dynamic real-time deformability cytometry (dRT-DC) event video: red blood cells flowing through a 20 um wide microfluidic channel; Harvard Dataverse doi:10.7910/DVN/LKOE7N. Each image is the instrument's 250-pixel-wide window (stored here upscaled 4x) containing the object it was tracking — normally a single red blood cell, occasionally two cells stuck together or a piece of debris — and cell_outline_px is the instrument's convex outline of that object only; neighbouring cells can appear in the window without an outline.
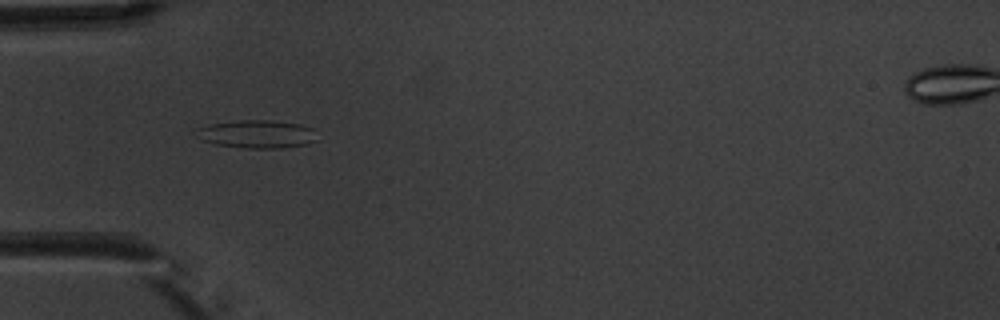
{"species": "common noctule bat (a hibernating species)", "species_latin": "Nyctalus noctula", "temperature_condition": "warm", "stored_images_in_passage": 6, "camera_frame_rate_fps": 3000, "um_per_image_px": 0.085, "animal": {"sex": "male", "body_mass_g": 20.1, "forearm_length_mm": 53.5}, "frame": {"image": 1, "passage_image": 5, "time_ms": 4.667, "image_size_px": [1000, 320], "cell_outline_px": [[320, 140], [308, 144], [280, 148], [244, 148], [216, 144], [204, 140], [196, 128], [208, 124], [240, 120], [268, 120], [300, 124], [312, 128]], "centroid_in_image_um": [21.93, 11.4], "position_along_channel_um": 63.1, "area_um2": 19.65}}
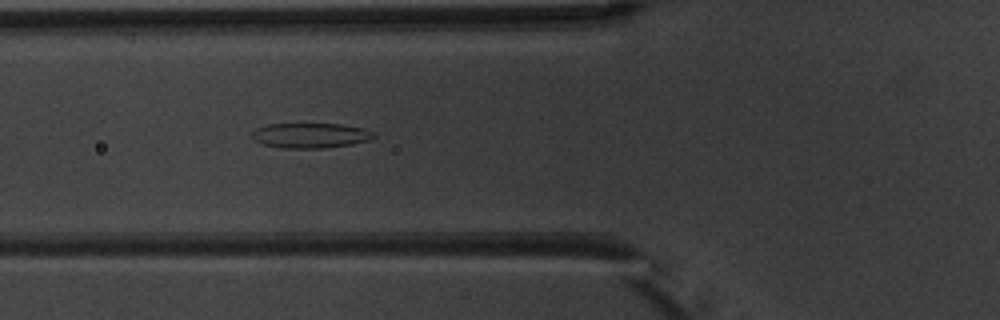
{"frame": {"image": 2, "passage_image": 6, "time_ms": 5.667, "image_size_px": [1000, 320], "cell_outline_px": [[376, 136], [368, 140], [352, 144], [324, 148], [284, 148], [264, 144], [256, 140], [252, 136], [252, 132], [256, 128], [268, 124], [340, 124], [364, 128], [376, 132]], "centroid_in_image_um": [26.43, 11.51], "position_along_channel_um": 99.4, "area_um2": 17.69}}